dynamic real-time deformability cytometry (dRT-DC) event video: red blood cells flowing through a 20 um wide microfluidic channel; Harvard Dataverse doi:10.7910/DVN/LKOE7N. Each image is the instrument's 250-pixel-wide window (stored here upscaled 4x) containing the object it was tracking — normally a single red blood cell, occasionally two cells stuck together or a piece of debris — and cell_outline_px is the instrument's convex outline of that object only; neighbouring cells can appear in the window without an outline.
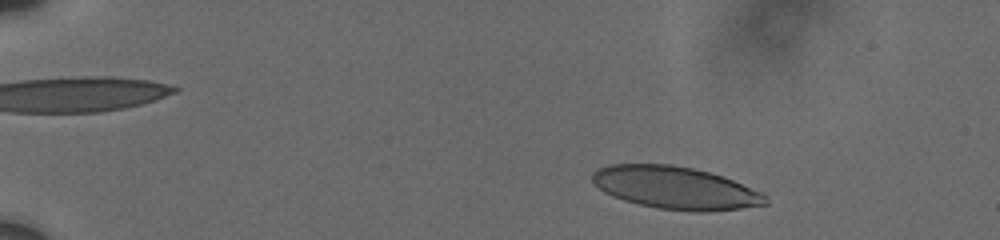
{"species": "human", "species_latin": "Homo sapiens", "temperature_condition": "cold", "stored_images_in_passage": 44, "camera_frame_rate_fps": 3000, "um_per_image_px": 0.085, "donor": {"sex": "male"}, "frame": {"image": 1, "passage_image": 6, "time_ms": 1.333, "image_size_px": [1000, 240], "cell_outline_px": [[768, 204], [740, 208], [704, 212], [692, 212], [660, 208], [640, 204], [624, 200], [612, 196], [604, 192], [592, 180], [592, 172], [608, 164], [672, 164], [692, 168], [724, 176], [764, 192], [768, 196]], "centroid_in_image_um": [57.46, 15.96], "position_along_channel_um": 27.5, "area_um2": 43.06}}
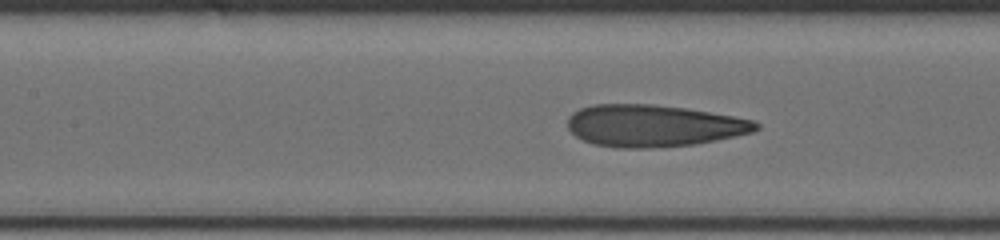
{"frame": {"image": 2, "passage_image": 27, "time_ms": 7.667, "image_size_px": [1000, 240], "cell_outline_px": [[760, 128], [752, 132], [736, 136], [716, 140], [692, 144], [648, 148], [616, 148], [592, 144], [576, 136], [568, 128], [568, 116], [572, 112], [580, 108], [592, 104], [652, 104], [688, 108], [756, 120], [760, 124]], "centroid_in_image_um": [55.55, 10.68], "position_along_channel_um": 151.9, "area_um2": 46.3}}
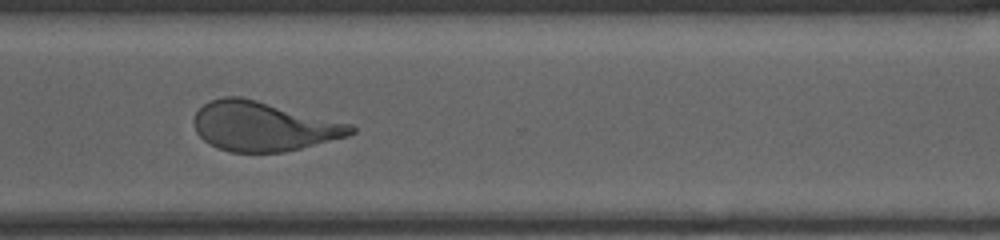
{"frame": {"image": 3, "passage_image": 44, "time_ms": 13.0, "image_size_px": [1000, 240], "cell_outline_px": [[356, 132], [348, 136], [284, 152], [232, 152], [220, 148], [204, 140], [196, 132], [192, 120], [196, 112], [204, 104], [212, 100], [224, 96], [240, 96], [352, 124], [356, 128]], "centroid_in_image_um": [22.38, 10.73], "position_along_channel_um": 348.2, "area_um2": 44.85}}